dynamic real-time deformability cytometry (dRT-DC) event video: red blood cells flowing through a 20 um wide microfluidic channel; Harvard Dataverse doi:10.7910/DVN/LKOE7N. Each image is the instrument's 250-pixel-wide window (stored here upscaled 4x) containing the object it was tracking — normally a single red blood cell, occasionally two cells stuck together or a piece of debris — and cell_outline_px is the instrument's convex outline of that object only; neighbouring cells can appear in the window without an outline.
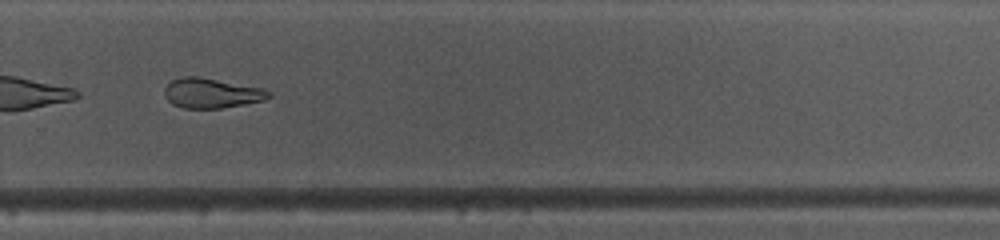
{"species": "common noctule bat (a hibernating species)", "species_latin": "Nyctalus noctula", "temperature_condition": "warm", "stored_images_in_passage": 31, "camera_frame_rate_fps": 3000, "um_per_image_px": 0.085, "animal": {"sex": "female", "body_mass_g": 10.0, "forearm_length_mm": 53.1}, "frame": {"image": 1, "passage_image": 18, "time_ms": 5.667, "image_size_px": [1000, 240], "cell_outline_px": [[272, 96], [264, 100], [244, 104], [220, 108], [184, 108], [172, 104], [168, 100], [164, 92], [164, 88], [172, 80], [184, 76], [200, 76], [264, 88], [272, 92]], "centroid_in_image_um": [18.01, 7.9], "position_along_channel_um": 311.8, "area_um2": 18.26}}